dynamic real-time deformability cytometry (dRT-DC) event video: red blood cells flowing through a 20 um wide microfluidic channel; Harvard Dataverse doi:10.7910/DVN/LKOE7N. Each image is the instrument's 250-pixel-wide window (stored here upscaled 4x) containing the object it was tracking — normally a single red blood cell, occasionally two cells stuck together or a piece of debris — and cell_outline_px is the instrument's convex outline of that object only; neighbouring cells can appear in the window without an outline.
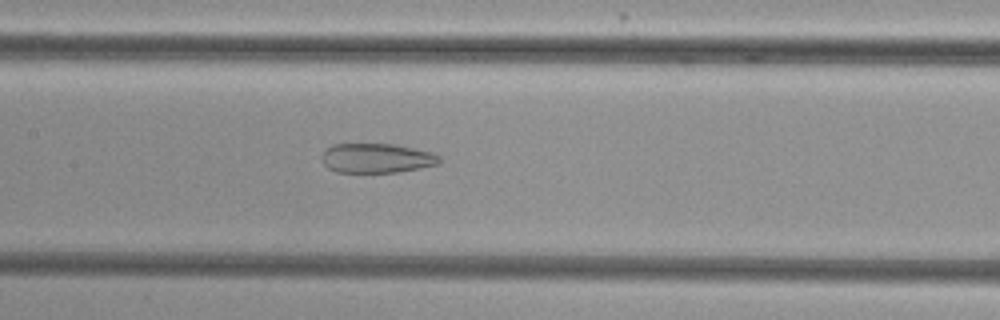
{"species": "common noctule bat (a hibernating species)", "species_latin": "Nyctalus noctula", "temperature_condition": "cold", "stored_images_in_passage": 41, "camera_frame_rate_fps": 3000, "um_per_image_px": 0.085, "animal": {"sex": "female", "body_mass_g": 29.2, "forearm_length_mm": 56.3}, "frame": {"image": 1, "passage_image": 17, "time_ms": 5.333, "image_size_px": [1000, 320], "cell_outline_px": [[440, 164], [400, 172], [336, 172], [328, 168], [324, 164], [320, 156], [332, 144], [392, 144], [432, 152], [440, 156]], "centroid_in_image_um": [32.02, 13.45], "position_along_channel_um": 175.4, "area_um2": 20.23}}
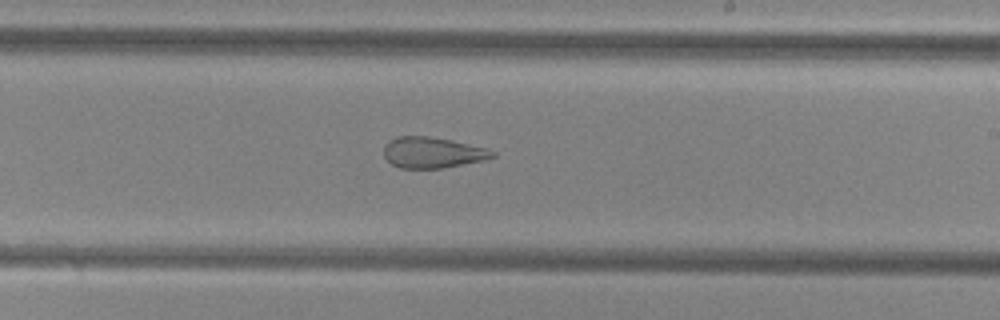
{"frame": {"image": 2, "passage_image": 23, "time_ms": 7.333, "image_size_px": [1000, 320], "cell_outline_px": [[496, 156], [484, 160], [444, 168], [400, 168], [392, 164], [384, 156], [384, 144], [388, 140], [396, 136], [428, 136], [452, 140], [488, 148], [496, 152]], "centroid_in_image_um": [36.77, 12.96], "position_along_channel_um": 252.2, "area_um2": 19.77}}
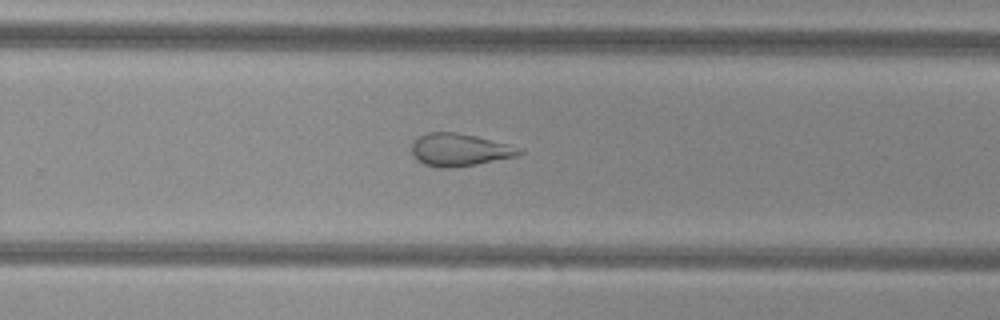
{"frame": {"image": 3, "passage_image": 26, "time_ms": 8.333, "image_size_px": [1000, 320], "cell_outline_px": [[524, 152], [516, 156], [476, 164], [452, 168], [440, 168], [424, 164], [412, 156], [412, 144], [420, 136], [428, 132], [456, 132], [476, 136], [524, 148]], "centroid_in_image_um": [39.08, 12.74], "position_along_channel_um": 290.7, "area_um2": 20.4}, "authors_computed_cell_mechanics": {"area_um2": 23.8136, "velocity_mm_per_s": 3.8523, "shape_relaxation_time_tau1_ms": null, "shape_relaxation_time_tau2_ms": 2.5184, "deformation_change_tau1": null, "deformation_change_tau2": 0.1159}}